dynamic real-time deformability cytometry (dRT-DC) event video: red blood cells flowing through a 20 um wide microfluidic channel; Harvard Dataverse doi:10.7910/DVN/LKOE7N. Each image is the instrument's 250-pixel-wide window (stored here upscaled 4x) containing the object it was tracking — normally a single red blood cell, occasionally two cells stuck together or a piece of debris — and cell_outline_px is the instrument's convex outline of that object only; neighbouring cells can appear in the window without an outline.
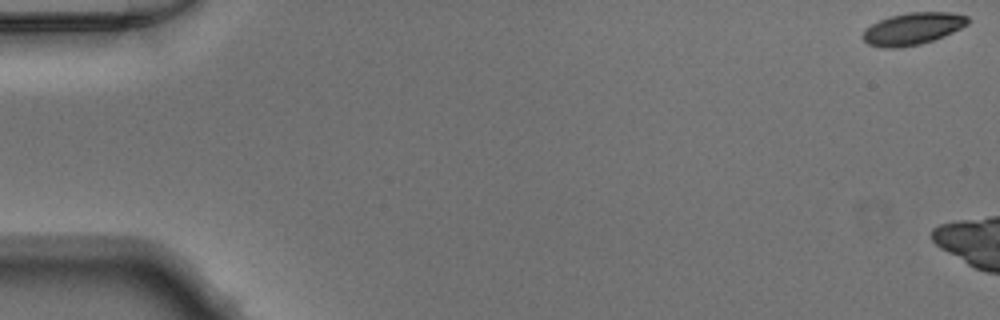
{"species": "Egyptian fruit bat (a non-hibernating species)", "species_latin": "Rousettus aegyptiacus", "temperature_condition": "warm", "stored_images_in_passage": 5, "camera_frame_rate_fps": 3000, "um_per_image_px": 0.085, "animal": {"sex": "male"}, "frame": {"image": 1, "passage_image": 1, "time_ms": 0.0, "image_size_px": [1000, 320], "cell_outline_px": [[972, 20], [968, 24], [944, 36], [920, 44], [896, 48], [884, 48], [868, 44], [860, 36], [872, 24], [888, 16], [908, 12], [952, 12], [968, 16]], "centroid_in_image_um": [77.6, 2.43], "position_along_channel_um": 7.4, "area_um2": 19.65}}